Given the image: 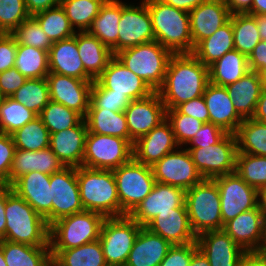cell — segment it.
I'll use <instances>...</instances> for the list:
<instances>
[{
  "label": "cell",
  "mask_w": 266,
  "mask_h": 266,
  "mask_svg": "<svg viewBox=\"0 0 266 266\" xmlns=\"http://www.w3.org/2000/svg\"><path fill=\"white\" fill-rule=\"evenodd\" d=\"M208 83L209 67L192 53L173 54L157 93L166 109H175L181 103L203 96Z\"/></svg>",
  "instance_id": "obj_1"
},
{
  "label": "cell",
  "mask_w": 266,
  "mask_h": 266,
  "mask_svg": "<svg viewBox=\"0 0 266 266\" xmlns=\"http://www.w3.org/2000/svg\"><path fill=\"white\" fill-rule=\"evenodd\" d=\"M5 219L4 240L31 246H50V226L45 218L8 185H6Z\"/></svg>",
  "instance_id": "obj_2"
},
{
  "label": "cell",
  "mask_w": 266,
  "mask_h": 266,
  "mask_svg": "<svg viewBox=\"0 0 266 266\" xmlns=\"http://www.w3.org/2000/svg\"><path fill=\"white\" fill-rule=\"evenodd\" d=\"M153 25L154 37L173 54L194 51L189 13L163 3L145 0Z\"/></svg>",
  "instance_id": "obj_3"
},
{
  "label": "cell",
  "mask_w": 266,
  "mask_h": 266,
  "mask_svg": "<svg viewBox=\"0 0 266 266\" xmlns=\"http://www.w3.org/2000/svg\"><path fill=\"white\" fill-rule=\"evenodd\" d=\"M77 182L84 210L103 215L105 218L120 217L121 207L112 170L80 166Z\"/></svg>",
  "instance_id": "obj_4"
},
{
  "label": "cell",
  "mask_w": 266,
  "mask_h": 266,
  "mask_svg": "<svg viewBox=\"0 0 266 266\" xmlns=\"http://www.w3.org/2000/svg\"><path fill=\"white\" fill-rule=\"evenodd\" d=\"M172 55L169 49L154 40L121 50L115 57L153 91H157L163 84Z\"/></svg>",
  "instance_id": "obj_5"
},
{
  "label": "cell",
  "mask_w": 266,
  "mask_h": 266,
  "mask_svg": "<svg viewBox=\"0 0 266 266\" xmlns=\"http://www.w3.org/2000/svg\"><path fill=\"white\" fill-rule=\"evenodd\" d=\"M105 217L84 210L62 217L50 225V250H68L99 240Z\"/></svg>",
  "instance_id": "obj_6"
},
{
  "label": "cell",
  "mask_w": 266,
  "mask_h": 266,
  "mask_svg": "<svg viewBox=\"0 0 266 266\" xmlns=\"http://www.w3.org/2000/svg\"><path fill=\"white\" fill-rule=\"evenodd\" d=\"M185 205L196 236L206 231L223 230L220 194L213 179H203L185 191Z\"/></svg>",
  "instance_id": "obj_7"
},
{
  "label": "cell",
  "mask_w": 266,
  "mask_h": 266,
  "mask_svg": "<svg viewBox=\"0 0 266 266\" xmlns=\"http://www.w3.org/2000/svg\"><path fill=\"white\" fill-rule=\"evenodd\" d=\"M121 207V216L129 215L152 191L156 180L152 168L132 158L112 170Z\"/></svg>",
  "instance_id": "obj_8"
},
{
  "label": "cell",
  "mask_w": 266,
  "mask_h": 266,
  "mask_svg": "<svg viewBox=\"0 0 266 266\" xmlns=\"http://www.w3.org/2000/svg\"><path fill=\"white\" fill-rule=\"evenodd\" d=\"M141 227L129 215L105 218L99 241L107 266H125Z\"/></svg>",
  "instance_id": "obj_9"
},
{
  "label": "cell",
  "mask_w": 266,
  "mask_h": 266,
  "mask_svg": "<svg viewBox=\"0 0 266 266\" xmlns=\"http://www.w3.org/2000/svg\"><path fill=\"white\" fill-rule=\"evenodd\" d=\"M133 158V145L126 139L88 133L82 166L114 170Z\"/></svg>",
  "instance_id": "obj_10"
},
{
  "label": "cell",
  "mask_w": 266,
  "mask_h": 266,
  "mask_svg": "<svg viewBox=\"0 0 266 266\" xmlns=\"http://www.w3.org/2000/svg\"><path fill=\"white\" fill-rule=\"evenodd\" d=\"M186 149L204 179H214L236 171L238 148L237 139L233 133H228L215 145Z\"/></svg>",
  "instance_id": "obj_11"
},
{
  "label": "cell",
  "mask_w": 266,
  "mask_h": 266,
  "mask_svg": "<svg viewBox=\"0 0 266 266\" xmlns=\"http://www.w3.org/2000/svg\"><path fill=\"white\" fill-rule=\"evenodd\" d=\"M213 180L219 189L223 227L238 214L258 206V190L248 185L235 172Z\"/></svg>",
  "instance_id": "obj_12"
},
{
  "label": "cell",
  "mask_w": 266,
  "mask_h": 266,
  "mask_svg": "<svg viewBox=\"0 0 266 266\" xmlns=\"http://www.w3.org/2000/svg\"><path fill=\"white\" fill-rule=\"evenodd\" d=\"M151 168L156 182L179 187L184 191L204 179L185 148L166 154Z\"/></svg>",
  "instance_id": "obj_13"
},
{
  "label": "cell",
  "mask_w": 266,
  "mask_h": 266,
  "mask_svg": "<svg viewBox=\"0 0 266 266\" xmlns=\"http://www.w3.org/2000/svg\"><path fill=\"white\" fill-rule=\"evenodd\" d=\"M129 132V142L148 134L166 119V107L161 96L154 91L149 96L132 100L124 110Z\"/></svg>",
  "instance_id": "obj_14"
},
{
  "label": "cell",
  "mask_w": 266,
  "mask_h": 266,
  "mask_svg": "<svg viewBox=\"0 0 266 266\" xmlns=\"http://www.w3.org/2000/svg\"><path fill=\"white\" fill-rule=\"evenodd\" d=\"M154 40L153 25L145 0L136 7L121 2L118 52Z\"/></svg>",
  "instance_id": "obj_15"
},
{
  "label": "cell",
  "mask_w": 266,
  "mask_h": 266,
  "mask_svg": "<svg viewBox=\"0 0 266 266\" xmlns=\"http://www.w3.org/2000/svg\"><path fill=\"white\" fill-rule=\"evenodd\" d=\"M52 223L56 220L84 211L77 182V168L64 167L50 176Z\"/></svg>",
  "instance_id": "obj_16"
},
{
  "label": "cell",
  "mask_w": 266,
  "mask_h": 266,
  "mask_svg": "<svg viewBox=\"0 0 266 266\" xmlns=\"http://www.w3.org/2000/svg\"><path fill=\"white\" fill-rule=\"evenodd\" d=\"M50 100L86 116L91 101L93 81L51 73L46 76Z\"/></svg>",
  "instance_id": "obj_17"
},
{
  "label": "cell",
  "mask_w": 266,
  "mask_h": 266,
  "mask_svg": "<svg viewBox=\"0 0 266 266\" xmlns=\"http://www.w3.org/2000/svg\"><path fill=\"white\" fill-rule=\"evenodd\" d=\"M178 149L170 122L165 119L148 134L138 138L133 144V158L152 167L166 154Z\"/></svg>",
  "instance_id": "obj_18"
},
{
  "label": "cell",
  "mask_w": 266,
  "mask_h": 266,
  "mask_svg": "<svg viewBox=\"0 0 266 266\" xmlns=\"http://www.w3.org/2000/svg\"><path fill=\"white\" fill-rule=\"evenodd\" d=\"M184 203L185 191L182 188L156 182L152 191L129 216L145 227L159 213L171 211Z\"/></svg>",
  "instance_id": "obj_19"
},
{
  "label": "cell",
  "mask_w": 266,
  "mask_h": 266,
  "mask_svg": "<svg viewBox=\"0 0 266 266\" xmlns=\"http://www.w3.org/2000/svg\"><path fill=\"white\" fill-rule=\"evenodd\" d=\"M96 81L109 93L127 95L131 100L142 99L154 91L115 56Z\"/></svg>",
  "instance_id": "obj_20"
},
{
  "label": "cell",
  "mask_w": 266,
  "mask_h": 266,
  "mask_svg": "<svg viewBox=\"0 0 266 266\" xmlns=\"http://www.w3.org/2000/svg\"><path fill=\"white\" fill-rule=\"evenodd\" d=\"M50 176L33 171L22 175L11 188L22 197L37 213L43 216L50 226L52 224V201Z\"/></svg>",
  "instance_id": "obj_21"
},
{
  "label": "cell",
  "mask_w": 266,
  "mask_h": 266,
  "mask_svg": "<svg viewBox=\"0 0 266 266\" xmlns=\"http://www.w3.org/2000/svg\"><path fill=\"white\" fill-rule=\"evenodd\" d=\"M196 243L210 266H239L246 252L224 230L203 232Z\"/></svg>",
  "instance_id": "obj_22"
},
{
  "label": "cell",
  "mask_w": 266,
  "mask_h": 266,
  "mask_svg": "<svg viewBox=\"0 0 266 266\" xmlns=\"http://www.w3.org/2000/svg\"><path fill=\"white\" fill-rule=\"evenodd\" d=\"M145 227L172 245L196 242L197 236L191 228L185 203L171 211L159 213Z\"/></svg>",
  "instance_id": "obj_23"
},
{
  "label": "cell",
  "mask_w": 266,
  "mask_h": 266,
  "mask_svg": "<svg viewBox=\"0 0 266 266\" xmlns=\"http://www.w3.org/2000/svg\"><path fill=\"white\" fill-rule=\"evenodd\" d=\"M231 17L223 0H205L189 12L190 30L195 47L201 40L214 34Z\"/></svg>",
  "instance_id": "obj_24"
},
{
  "label": "cell",
  "mask_w": 266,
  "mask_h": 266,
  "mask_svg": "<svg viewBox=\"0 0 266 266\" xmlns=\"http://www.w3.org/2000/svg\"><path fill=\"white\" fill-rule=\"evenodd\" d=\"M87 134L83 119L74 127L50 134L49 147L65 167L78 168L83 164Z\"/></svg>",
  "instance_id": "obj_25"
},
{
  "label": "cell",
  "mask_w": 266,
  "mask_h": 266,
  "mask_svg": "<svg viewBox=\"0 0 266 266\" xmlns=\"http://www.w3.org/2000/svg\"><path fill=\"white\" fill-rule=\"evenodd\" d=\"M264 220L265 216L257 206L228 221L223 230L243 250L258 251L263 239Z\"/></svg>",
  "instance_id": "obj_26"
},
{
  "label": "cell",
  "mask_w": 266,
  "mask_h": 266,
  "mask_svg": "<svg viewBox=\"0 0 266 266\" xmlns=\"http://www.w3.org/2000/svg\"><path fill=\"white\" fill-rule=\"evenodd\" d=\"M209 111V122L227 133L235 134L243 118L237 113L226 87L208 83L203 93Z\"/></svg>",
  "instance_id": "obj_27"
},
{
  "label": "cell",
  "mask_w": 266,
  "mask_h": 266,
  "mask_svg": "<svg viewBox=\"0 0 266 266\" xmlns=\"http://www.w3.org/2000/svg\"><path fill=\"white\" fill-rule=\"evenodd\" d=\"M48 57L49 72L94 81L84 69L77 47V31L70 38L54 42Z\"/></svg>",
  "instance_id": "obj_28"
},
{
  "label": "cell",
  "mask_w": 266,
  "mask_h": 266,
  "mask_svg": "<svg viewBox=\"0 0 266 266\" xmlns=\"http://www.w3.org/2000/svg\"><path fill=\"white\" fill-rule=\"evenodd\" d=\"M64 167L50 147L34 152L16 149L8 177V186L29 172L37 171L51 175Z\"/></svg>",
  "instance_id": "obj_29"
},
{
  "label": "cell",
  "mask_w": 266,
  "mask_h": 266,
  "mask_svg": "<svg viewBox=\"0 0 266 266\" xmlns=\"http://www.w3.org/2000/svg\"><path fill=\"white\" fill-rule=\"evenodd\" d=\"M172 244L141 227L125 266H159Z\"/></svg>",
  "instance_id": "obj_30"
},
{
  "label": "cell",
  "mask_w": 266,
  "mask_h": 266,
  "mask_svg": "<svg viewBox=\"0 0 266 266\" xmlns=\"http://www.w3.org/2000/svg\"><path fill=\"white\" fill-rule=\"evenodd\" d=\"M226 89L237 113L243 119L252 118L263 89L260 74L250 70Z\"/></svg>",
  "instance_id": "obj_31"
},
{
  "label": "cell",
  "mask_w": 266,
  "mask_h": 266,
  "mask_svg": "<svg viewBox=\"0 0 266 266\" xmlns=\"http://www.w3.org/2000/svg\"><path fill=\"white\" fill-rule=\"evenodd\" d=\"M121 17V1L106 0L99 14L92 21L87 32L95 36L115 55L118 52L119 21Z\"/></svg>",
  "instance_id": "obj_32"
},
{
  "label": "cell",
  "mask_w": 266,
  "mask_h": 266,
  "mask_svg": "<svg viewBox=\"0 0 266 266\" xmlns=\"http://www.w3.org/2000/svg\"><path fill=\"white\" fill-rule=\"evenodd\" d=\"M77 47L85 71L94 80L115 56L110 48L87 31L77 33Z\"/></svg>",
  "instance_id": "obj_33"
},
{
  "label": "cell",
  "mask_w": 266,
  "mask_h": 266,
  "mask_svg": "<svg viewBox=\"0 0 266 266\" xmlns=\"http://www.w3.org/2000/svg\"><path fill=\"white\" fill-rule=\"evenodd\" d=\"M232 28V14L230 20L220 27L214 34L201 40L192 54L205 66L209 67L223 57L227 52L234 50Z\"/></svg>",
  "instance_id": "obj_34"
},
{
  "label": "cell",
  "mask_w": 266,
  "mask_h": 266,
  "mask_svg": "<svg viewBox=\"0 0 266 266\" xmlns=\"http://www.w3.org/2000/svg\"><path fill=\"white\" fill-rule=\"evenodd\" d=\"M7 266H50L52 255L50 246H31L0 240Z\"/></svg>",
  "instance_id": "obj_35"
},
{
  "label": "cell",
  "mask_w": 266,
  "mask_h": 266,
  "mask_svg": "<svg viewBox=\"0 0 266 266\" xmlns=\"http://www.w3.org/2000/svg\"><path fill=\"white\" fill-rule=\"evenodd\" d=\"M249 71L248 57L234 49L209 66V82L226 87Z\"/></svg>",
  "instance_id": "obj_36"
},
{
  "label": "cell",
  "mask_w": 266,
  "mask_h": 266,
  "mask_svg": "<svg viewBox=\"0 0 266 266\" xmlns=\"http://www.w3.org/2000/svg\"><path fill=\"white\" fill-rule=\"evenodd\" d=\"M84 120L88 133L110 135L129 141L126 115L123 112H113L108 109H88Z\"/></svg>",
  "instance_id": "obj_37"
},
{
  "label": "cell",
  "mask_w": 266,
  "mask_h": 266,
  "mask_svg": "<svg viewBox=\"0 0 266 266\" xmlns=\"http://www.w3.org/2000/svg\"><path fill=\"white\" fill-rule=\"evenodd\" d=\"M54 266H107L99 240L68 250H50Z\"/></svg>",
  "instance_id": "obj_38"
},
{
  "label": "cell",
  "mask_w": 266,
  "mask_h": 266,
  "mask_svg": "<svg viewBox=\"0 0 266 266\" xmlns=\"http://www.w3.org/2000/svg\"><path fill=\"white\" fill-rule=\"evenodd\" d=\"M238 153L266 156V123L244 119L235 133Z\"/></svg>",
  "instance_id": "obj_39"
},
{
  "label": "cell",
  "mask_w": 266,
  "mask_h": 266,
  "mask_svg": "<svg viewBox=\"0 0 266 266\" xmlns=\"http://www.w3.org/2000/svg\"><path fill=\"white\" fill-rule=\"evenodd\" d=\"M14 67L27 79L46 78L49 74L48 51L17 43Z\"/></svg>",
  "instance_id": "obj_40"
},
{
  "label": "cell",
  "mask_w": 266,
  "mask_h": 266,
  "mask_svg": "<svg viewBox=\"0 0 266 266\" xmlns=\"http://www.w3.org/2000/svg\"><path fill=\"white\" fill-rule=\"evenodd\" d=\"M232 28L235 50L248 57L254 47L261 41L256 15L248 13L232 14Z\"/></svg>",
  "instance_id": "obj_41"
},
{
  "label": "cell",
  "mask_w": 266,
  "mask_h": 266,
  "mask_svg": "<svg viewBox=\"0 0 266 266\" xmlns=\"http://www.w3.org/2000/svg\"><path fill=\"white\" fill-rule=\"evenodd\" d=\"M106 0H61L60 5L64 9L72 28L77 26L79 32L89 29L92 21L99 14L101 6Z\"/></svg>",
  "instance_id": "obj_42"
},
{
  "label": "cell",
  "mask_w": 266,
  "mask_h": 266,
  "mask_svg": "<svg viewBox=\"0 0 266 266\" xmlns=\"http://www.w3.org/2000/svg\"><path fill=\"white\" fill-rule=\"evenodd\" d=\"M33 17L53 43L70 38L76 33L70 25L69 19L61 5L44 10Z\"/></svg>",
  "instance_id": "obj_43"
},
{
  "label": "cell",
  "mask_w": 266,
  "mask_h": 266,
  "mask_svg": "<svg viewBox=\"0 0 266 266\" xmlns=\"http://www.w3.org/2000/svg\"><path fill=\"white\" fill-rule=\"evenodd\" d=\"M11 98L39 115L50 101L47 79H27Z\"/></svg>",
  "instance_id": "obj_44"
},
{
  "label": "cell",
  "mask_w": 266,
  "mask_h": 266,
  "mask_svg": "<svg viewBox=\"0 0 266 266\" xmlns=\"http://www.w3.org/2000/svg\"><path fill=\"white\" fill-rule=\"evenodd\" d=\"M11 136L16 149L34 152L49 147L50 133L39 117L16 130Z\"/></svg>",
  "instance_id": "obj_45"
},
{
  "label": "cell",
  "mask_w": 266,
  "mask_h": 266,
  "mask_svg": "<svg viewBox=\"0 0 266 266\" xmlns=\"http://www.w3.org/2000/svg\"><path fill=\"white\" fill-rule=\"evenodd\" d=\"M36 117L38 115L24 104L11 97H4L0 105V133L11 135Z\"/></svg>",
  "instance_id": "obj_46"
},
{
  "label": "cell",
  "mask_w": 266,
  "mask_h": 266,
  "mask_svg": "<svg viewBox=\"0 0 266 266\" xmlns=\"http://www.w3.org/2000/svg\"><path fill=\"white\" fill-rule=\"evenodd\" d=\"M38 117L42 120L50 134L74 127L84 119V117L75 110L69 109L51 100L40 112Z\"/></svg>",
  "instance_id": "obj_47"
},
{
  "label": "cell",
  "mask_w": 266,
  "mask_h": 266,
  "mask_svg": "<svg viewBox=\"0 0 266 266\" xmlns=\"http://www.w3.org/2000/svg\"><path fill=\"white\" fill-rule=\"evenodd\" d=\"M235 173L257 190L266 187V156L237 153Z\"/></svg>",
  "instance_id": "obj_48"
},
{
  "label": "cell",
  "mask_w": 266,
  "mask_h": 266,
  "mask_svg": "<svg viewBox=\"0 0 266 266\" xmlns=\"http://www.w3.org/2000/svg\"><path fill=\"white\" fill-rule=\"evenodd\" d=\"M11 34L19 45L32 46L48 52L53 45L33 16L24 20Z\"/></svg>",
  "instance_id": "obj_49"
},
{
  "label": "cell",
  "mask_w": 266,
  "mask_h": 266,
  "mask_svg": "<svg viewBox=\"0 0 266 266\" xmlns=\"http://www.w3.org/2000/svg\"><path fill=\"white\" fill-rule=\"evenodd\" d=\"M166 119L170 122L178 145L188 144L201 129L202 121L180 114L176 109H166Z\"/></svg>",
  "instance_id": "obj_50"
},
{
  "label": "cell",
  "mask_w": 266,
  "mask_h": 266,
  "mask_svg": "<svg viewBox=\"0 0 266 266\" xmlns=\"http://www.w3.org/2000/svg\"><path fill=\"white\" fill-rule=\"evenodd\" d=\"M132 100L124 94L109 93L96 80L92 83L91 101L88 109H108L123 112Z\"/></svg>",
  "instance_id": "obj_51"
},
{
  "label": "cell",
  "mask_w": 266,
  "mask_h": 266,
  "mask_svg": "<svg viewBox=\"0 0 266 266\" xmlns=\"http://www.w3.org/2000/svg\"><path fill=\"white\" fill-rule=\"evenodd\" d=\"M29 17L25 0H0V33L11 34Z\"/></svg>",
  "instance_id": "obj_52"
},
{
  "label": "cell",
  "mask_w": 266,
  "mask_h": 266,
  "mask_svg": "<svg viewBox=\"0 0 266 266\" xmlns=\"http://www.w3.org/2000/svg\"><path fill=\"white\" fill-rule=\"evenodd\" d=\"M227 134L224 129L213 123H204L195 137L189 142L192 147L188 148H203V146L215 145Z\"/></svg>",
  "instance_id": "obj_53"
},
{
  "label": "cell",
  "mask_w": 266,
  "mask_h": 266,
  "mask_svg": "<svg viewBox=\"0 0 266 266\" xmlns=\"http://www.w3.org/2000/svg\"><path fill=\"white\" fill-rule=\"evenodd\" d=\"M16 147L10 134L0 133V183L8 185V177Z\"/></svg>",
  "instance_id": "obj_54"
},
{
  "label": "cell",
  "mask_w": 266,
  "mask_h": 266,
  "mask_svg": "<svg viewBox=\"0 0 266 266\" xmlns=\"http://www.w3.org/2000/svg\"><path fill=\"white\" fill-rule=\"evenodd\" d=\"M198 250L196 242L172 245L159 266H188L192 255Z\"/></svg>",
  "instance_id": "obj_55"
},
{
  "label": "cell",
  "mask_w": 266,
  "mask_h": 266,
  "mask_svg": "<svg viewBox=\"0 0 266 266\" xmlns=\"http://www.w3.org/2000/svg\"><path fill=\"white\" fill-rule=\"evenodd\" d=\"M17 41L12 34L0 33V72H4L15 64Z\"/></svg>",
  "instance_id": "obj_56"
},
{
  "label": "cell",
  "mask_w": 266,
  "mask_h": 266,
  "mask_svg": "<svg viewBox=\"0 0 266 266\" xmlns=\"http://www.w3.org/2000/svg\"><path fill=\"white\" fill-rule=\"evenodd\" d=\"M27 80L15 67L0 72V95L11 97Z\"/></svg>",
  "instance_id": "obj_57"
},
{
  "label": "cell",
  "mask_w": 266,
  "mask_h": 266,
  "mask_svg": "<svg viewBox=\"0 0 266 266\" xmlns=\"http://www.w3.org/2000/svg\"><path fill=\"white\" fill-rule=\"evenodd\" d=\"M175 109L180 114L196 118L203 123H209V111L203 96L181 103Z\"/></svg>",
  "instance_id": "obj_58"
},
{
  "label": "cell",
  "mask_w": 266,
  "mask_h": 266,
  "mask_svg": "<svg viewBox=\"0 0 266 266\" xmlns=\"http://www.w3.org/2000/svg\"><path fill=\"white\" fill-rule=\"evenodd\" d=\"M249 69L261 73L266 69V41L261 40L248 56Z\"/></svg>",
  "instance_id": "obj_59"
},
{
  "label": "cell",
  "mask_w": 266,
  "mask_h": 266,
  "mask_svg": "<svg viewBox=\"0 0 266 266\" xmlns=\"http://www.w3.org/2000/svg\"><path fill=\"white\" fill-rule=\"evenodd\" d=\"M61 0H25V6L30 16L44 10L51 9L60 5Z\"/></svg>",
  "instance_id": "obj_60"
},
{
  "label": "cell",
  "mask_w": 266,
  "mask_h": 266,
  "mask_svg": "<svg viewBox=\"0 0 266 266\" xmlns=\"http://www.w3.org/2000/svg\"><path fill=\"white\" fill-rule=\"evenodd\" d=\"M239 266H266V255L258 251H246Z\"/></svg>",
  "instance_id": "obj_61"
},
{
  "label": "cell",
  "mask_w": 266,
  "mask_h": 266,
  "mask_svg": "<svg viewBox=\"0 0 266 266\" xmlns=\"http://www.w3.org/2000/svg\"><path fill=\"white\" fill-rule=\"evenodd\" d=\"M231 14L247 13L252 8L253 0H223Z\"/></svg>",
  "instance_id": "obj_62"
},
{
  "label": "cell",
  "mask_w": 266,
  "mask_h": 266,
  "mask_svg": "<svg viewBox=\"0 0 266 266\" xmlns=\"http://www.w3.org/2000/svg\"><path fill=\"white\" fill-rule=\"evenodd\" d=\"M161 1L167 5H171L172 7L184 10L189 13L195 7L202 4L205 0H161Z\"/></svg>",
  "instance_id": "obj_63"
},
{
  "label": "cell",
  "mask_w": 266,
  "mask_h": 266,
  "mask_svg": "<svg viewBox=\"0 0 266 266\" xmlns=\"http://www.w3.org/2000/svg\"><path fill=\"white\" fill-rule=\"evenodd\" d=\"M5 205H6V185L0 187V240L5 238L6 219H5Z\"/></svg>",
  "instance_id": "obj_64"
},
{
  "label": "cell",
  "mask_w": 266,
  "mask_h": 266,
  "mask_svg": "<svg viewBox=\"0 0 266 266\" xmlns=\"http://www.w3.org/2000/svg\"><path fill=\"white\" fill-rule=\"evenodd\" d=\"M253 119L266 123V89H262L259 100L252 116Z\"/></svg>",
  "instance_id": "obj_65"
},
{
  "label": "cell",
  "mask_w": 266,
  "mask_h": 266,
  "mask_svg": "<svg viewBox=\"0 0 266 266\" xmlns=\"http://www.w3.org/2000/svg\"><path fill=\"white\" fill-rule=\"evenodd\" d=\"M188 266H210L208 259L205 255L198 249L193 255L190 260Z\"/></svg>",
  "instance_id": "obj_66"
},
{
  "label": "cell",
  "mask_w": 266,
  "mask_h": 266,
  "mask_svg": "<svg viewBox=\"0 0 266 266\" xmlns=\"http://www.w3.org/2000/svg\"><path fill=\"white\" fill-rule=\"evenodd\" d=\"M247 13L251 15H266V0H253L252 8Z\"/></svg>",
  "instance_id": "obj_67"
},
{
  "label": "cell",
  "mask_w": 266,
  "mask_h": 266,
  "mask_svg": "<svg viewBox=\"0 0 266 266\" xmlns=\"http://www.w3.org/2000/svg\"><path fill=\"white\" fill-rule=\"evenodd\" d=\"M261 40L266 41V15H256Z\"/></svg>",
  "instance_id": "obj_68"
},
{
  "label": "cell",
  "mask_w": 266,
  "mask_h": 266,
  "mask_svg": "<svg viewBox=\"0 0 266 266\" xmlns=\"http://www.w3.org/2000/svg\"><path fill=\"white\" fill-rule=\"evenodd\" d=\"M258 208L266 218V187L258 189Z\"/></svg>",
  "instance_id": "obj_69"
},
{
  "label": "cell",
  "mask_w": 266,
  "mask_h": 266,
  "mask_svg": "<svg viewBox=\"0 0 266 266\" xmlns=\"http://www.w3.org/2000/svg\"><path fill=\"white\" fill-rule=\"evenodd\" d=\"M258 252L266 255V218L264 220L263 239Z\"/></svg>",
  "instance_id": "obj_70"
},
{
  "label": "cell",
  "mask_w": 266,
  "mask_h": 266,
  "mask_svg": "<svg viewBox=\"0 0 266 266\" xmlns=\"http://www.w3.org/2000/svg\"><path fill=\"white\" fill-rule=\"evenodd\" d=\"M263 88L266 89V69L260 73Z\"/></svg>",
  "instance_id": "obj_71"
},
{
  "label": "cell",
  "mask_w": 266,
  "mask_h": 266,
  "mask_svg": "<svg viewBox=\"0 0 266 266\" xmlns=\"http://www.w3.org/2000/svg\"><path fill=\"white\" fill-rule=\"evenodd\" d=\"M0 266H7L6 261L4 259L3 251L0 249Z\"/></svg>",
  "instance_id": "obj_72"
},
{
  "label": "cell",
  "mask_w": 266,
  "mask_h": 266,
  "mask_svg": "<svg viewBox=\"0 0 266 266\" xmlns=\"http://www.w3.org/2000/svg\"><path fill=\"white\" fill-rule=\"evenodd\" d=\"M3 98H4V97H2V96L0 95V105H1V102H2Z\"/></svg>",
  "instance_id": "obj_73"
}]
</instances>
